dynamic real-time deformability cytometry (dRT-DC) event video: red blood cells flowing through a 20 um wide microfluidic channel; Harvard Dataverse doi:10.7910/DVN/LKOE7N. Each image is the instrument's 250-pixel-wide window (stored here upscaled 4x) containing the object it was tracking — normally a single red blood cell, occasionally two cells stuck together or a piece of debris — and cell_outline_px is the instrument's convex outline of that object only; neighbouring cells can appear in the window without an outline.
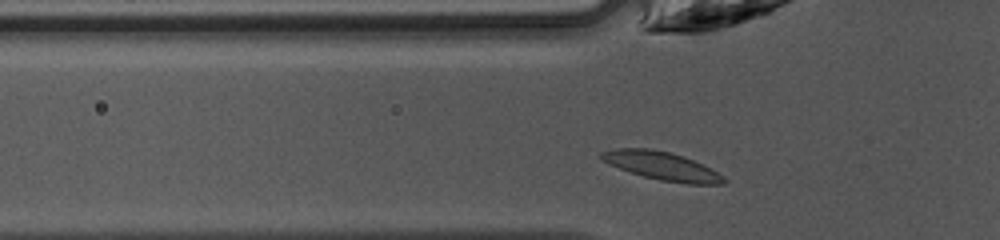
{"species": "common noctule bat (a hibernating species)", "species_latin": "Nyctalus noctula", "temperature_condition": "warm", "stored_images_in_passage": 28, "camera_frame_rate_fps": 3000, "um_per_image_px": 0.085, "animal": {"sex": "female", "body_mass_g": 10.0, "forearm_length_mm": 53.1}, "frame": {"image": 1, "passage_image": 2, "time_ms": 0.333, "image_size_px": [1000, 240], "cell_outline_px": [[728, 180], [724, 184], [688, 184], [660, 180], [644, 176], [608, 164], [600, 160], [600, 152], [616, 148], [648, 148], [672, 152], [684, 156], [712, 168], [724, 176]], "centroid_in_image_um": [56.29, 14.1], "position_along_channel_um": 69.5, "area_um2": 20.35}}
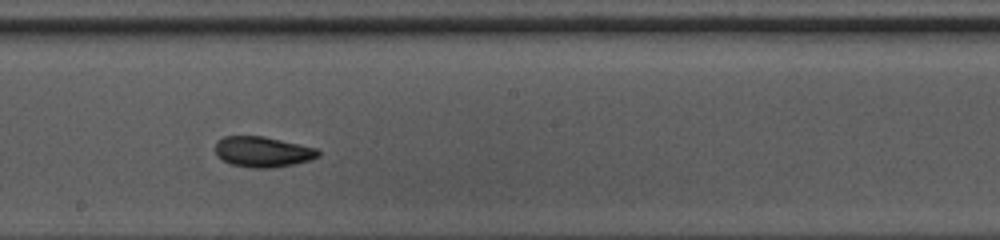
{"frame": {"image": 2, "passage_image": 13, "time_ms": 4.0, "image_size_px": [1000, 240], "cell_outline_px": [[320, 156], [312, 160], [272, 168], [252, 168], [232, 164], [216, 156], [216, 140], [224, 136], [264, 136], [300, 144], [316, 148], [320, 152]], "centroid_in_image_um": [22.34, 12.9], "position_along_channel_um": 225.9, "area_um2": 18.38}}
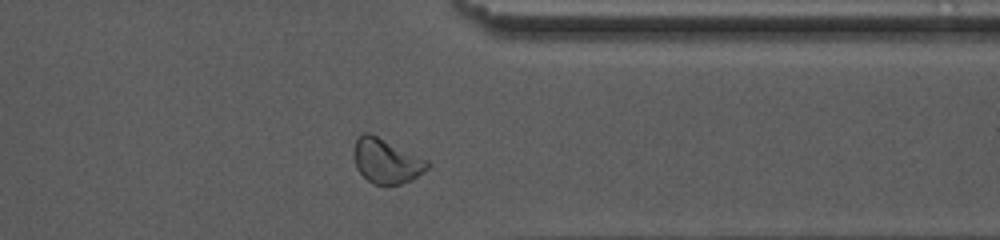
{"frame": {"image": 3, "passage_image": 24, "time_ms": 7.667, "image_size_px": [1000, 240], "cell_outline_px": [[432, 164], [428, 168], [412, 180], [400, 184], [372, 184], [356, 168], [356, 140], [364, 132], [368, 132], [428, 160]], "centroid_in_image_um": [32.89, 13.71], "position_along_channel_um": 378.5, "area_um2": 18.61}, "authors_computed_cell_mechanics": {"area_um2": 18.3804, "velocity_mm_per_s": 4.2479, "shape_relaxation_time_tau1_ms": 7.5593, "shape_relaxation_time_tau2_ms": 1.9394, "deformation_change_tau1": 0.1741, "deformation_change_tau2": 0.0601}}